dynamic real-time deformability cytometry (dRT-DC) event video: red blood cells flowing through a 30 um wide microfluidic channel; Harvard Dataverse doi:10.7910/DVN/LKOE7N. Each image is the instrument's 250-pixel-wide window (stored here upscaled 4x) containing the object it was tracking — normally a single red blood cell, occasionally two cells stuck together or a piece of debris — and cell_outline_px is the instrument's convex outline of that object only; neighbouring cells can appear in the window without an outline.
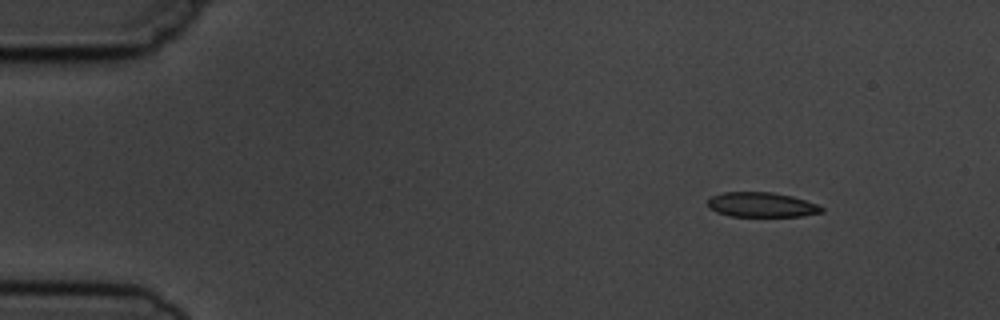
{"species": "common noctule bat (a hibernating species)", "species_latin": "Nyctalus noctula", "temperature_condition": "cold", "stored_images_in_passage": 3, "camera_frame_rate_fps": 3000, "um_per_image_px": 0.085, "animal": {"sex": "male", "body_mass_g": 19.5, "forearm_length_mm": 54.6}, "frame": {"image": 1, "passage_image": 1, "time_ms": 0.0, "image_size_px": [1000, 320], "cell_outline_px": [[824, 212], [800, 216], [732, 216], [716, 212], [708, 208], [708, 200], [712, 196], [724, 192], [772, 192], [792, 196], [816, 204], [824, 208]], "centroid_in_image_um": [64.72, 17.4], "position_along_channel_um": 20.3, "area_um2": 16.36}}
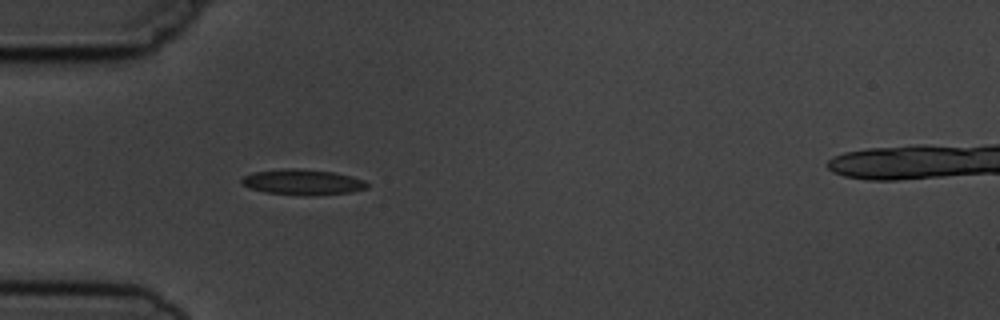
{"frame": {"image": 2, "passage_image": 3, "time_ms": 3.333, "image_size_px": [1000, 320], "cell_outline_px": [[368, 188], [352, 192], [264, 192], [252, 188], [244, 184], [240, 180], [244, 176], [252, 172], [284, 168], [300, 168], [336, 172], [352, 176], [364, 180], [368, 184]], "centroid_in_image_um": [25.73, 15.4], "position_along_channel_um": 59.3, "area_um2": 17.57}}